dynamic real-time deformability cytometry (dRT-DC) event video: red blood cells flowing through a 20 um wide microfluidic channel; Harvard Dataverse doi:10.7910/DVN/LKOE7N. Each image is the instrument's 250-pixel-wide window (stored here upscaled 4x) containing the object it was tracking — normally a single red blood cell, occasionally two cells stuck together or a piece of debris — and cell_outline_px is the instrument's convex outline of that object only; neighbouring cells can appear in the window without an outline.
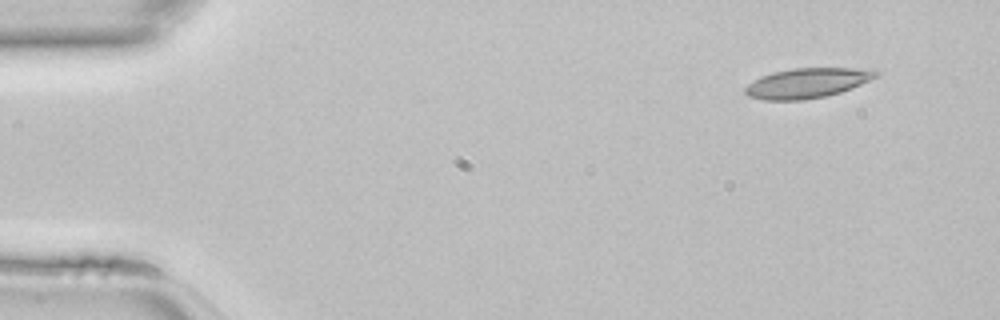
{"species": "common noctule bat (a hibernating species)", "species_latin": "Nyctalus noctula", "temperature_condition": "room temperature", "stored_images_in_passage": 42, "camera_frame_rate_fps": 3000, "um_per_image_px": 0.085, "animal": {"sex": "female", "body_mass_g": 22.7, "forearm_length_mm": 54.2}, "frame": {"image": 1, "passage_image": 1, "time_ms": 0.0, "image_size_px": [1000, 320], "cell_outline_px": [[880, 76], [852, 88], [840, 92], [824, 96], [804, 100], [764, 100], [748, 96], [744, 92], [744, 88], [752, 80], [776, 72], [792, 68], [876, 68], [880, 72]], "centroid_in_image_um": [68.68, 7.05], "position_along_channel_um": 16.3, "area_um2": 22.95}}
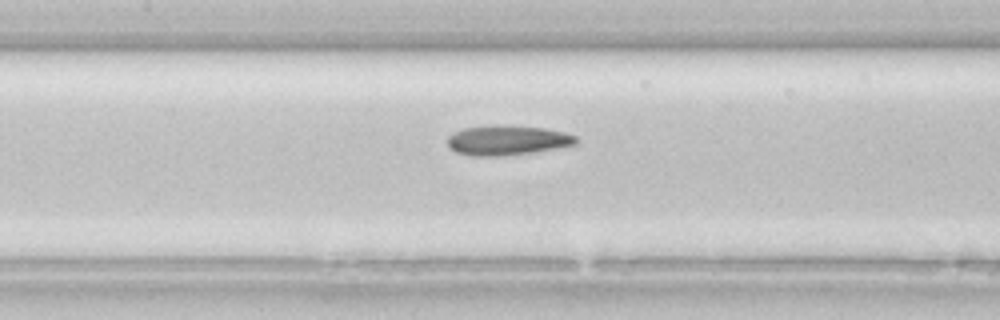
{"frame": {"image": 2, "passage_image": 18, "time_ms": 5.667, "image_size_px": [1000, 320], "cell_outline_px": [[576, 144], [556, 148], [532, 152], [504, 156], [472, 156], [456, 152], [448, 148], [448, 136], [464, 128], [544, 128], [564, 132], [576, 136]], "centroid_in_image_um": [43.11, 11.98], "position_along_channel_um": 164.3, "area_um2": 21.15}}
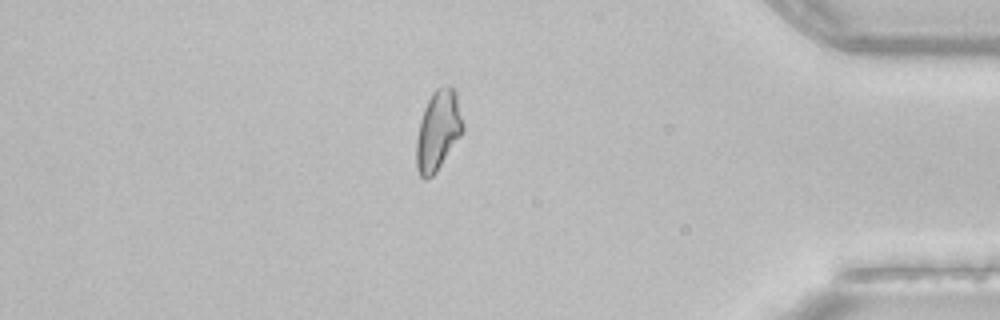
{"frame": {"image": 3, "passage_image": 36, "time_ms": 11.667, "image_size_px": [1000, 320], "cell_outline_px": [[464, 128], [460, 136], [436, 172], [428, 180], [424, 180], [420, 176], [416, 168], [416, 140], [420, 120], [424, 108], [432, 92], [436, 88], [448, 84], [452, 84], [456, 92], [464, 124]], "centroid_in_image_um": [37.23, 11.07], "position_along_channel_um": 398.0, "area_um2": 21.91}}